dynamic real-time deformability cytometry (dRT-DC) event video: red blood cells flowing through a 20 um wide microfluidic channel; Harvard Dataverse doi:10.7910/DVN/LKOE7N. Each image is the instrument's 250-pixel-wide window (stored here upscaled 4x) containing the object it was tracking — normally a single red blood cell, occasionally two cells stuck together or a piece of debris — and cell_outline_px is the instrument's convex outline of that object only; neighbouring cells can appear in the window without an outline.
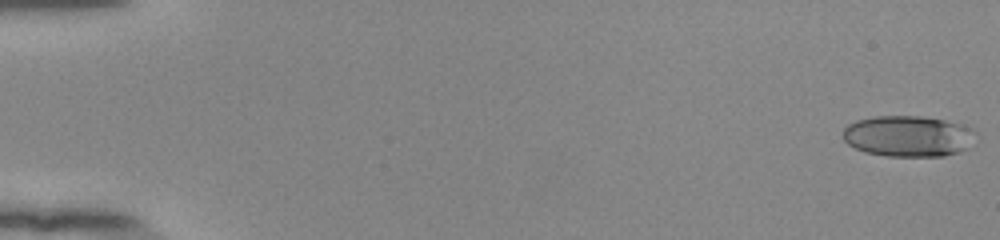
{"species": "human", "species_latin": "Homo sapiens", "temperature_condition": "room temperature", "stored_images_in_passage": 54, "camera_frame_rate_fps": 3000, "um_per_image_px": 0.085, "donor": {"sex": "female"}, "frame": {"image": 1, "passage_image": 1, "time_ms": 0.0, "image_size_px": [1000, 240], "cell_outline_px": [[980, 140], [968, 148], [944, 156], [888, 156], [864, 152], [848, 144], [844, 140], [844, 128], [848, 124], [856, 120], [876, 116], [920, 116], [944, 120], [960, 124], [972, 128], [976, 132]], "centroid_in_image_um": [77.26, 11.57], "position_along_channel_um": 7.7, "area_um2": 32.08}}
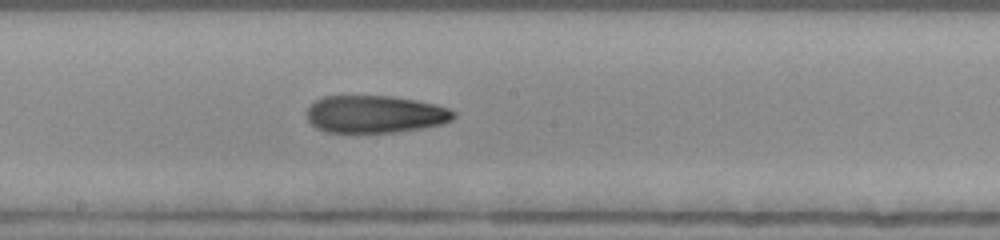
{"frame": {"image": 2, "passage_image": 31, "time_ms": 10.0, "image_size_px": [1000, 240], "cell_outline_px": [[456, 116], [452, 120], [440, 124], [420, 128], [396, 132], [324, 132], [316, 128], [308, 120], [308, 108], [316, 100], [324, 96], [392, 96], [416, 100], [436, 104], [448, 108], [456, 112]], "centroid_in_image_um": [31.9, 9.7], "position_along_channel_um": 216.3, "area_um2": 31.96}}
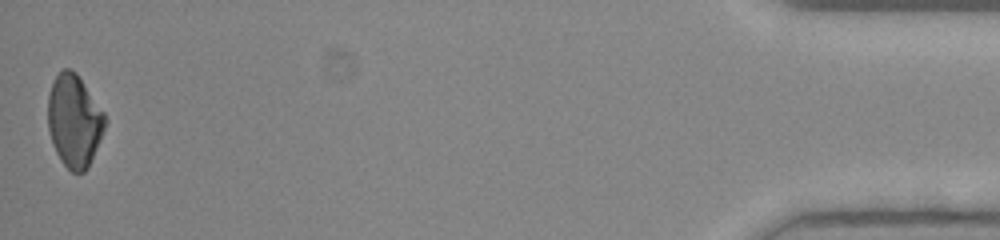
{"frame": {"image": 3, "passage_image": 54, "time_ms": 17.667, "image_size_px": [1000, 240], "cell_outline_px": [[108, 120], [100, 140], [88, 168], [84, 172], [72, 172], [60, 160], [52, 144], [48, 128], [48, 96], [52, 84], [56, 76], [64, 68], [72, 68], [76, 72], [104, 112]], "centroid_in_image_um": [6.31, 10.27], "position_along_channel_um": 428.9, "area_um2": 30.81}, "authors_computed_cell_mechanics": {"area_um2": 31.8478, "velocity_mm_per_s": 3.8977, "shape_relaxation_time_tau1_ms": null, "shape_relaxation_time_tau2_ms": 3.5703, "deformation_change_tau1": null, "deformation_change_tau2": 0.128}}